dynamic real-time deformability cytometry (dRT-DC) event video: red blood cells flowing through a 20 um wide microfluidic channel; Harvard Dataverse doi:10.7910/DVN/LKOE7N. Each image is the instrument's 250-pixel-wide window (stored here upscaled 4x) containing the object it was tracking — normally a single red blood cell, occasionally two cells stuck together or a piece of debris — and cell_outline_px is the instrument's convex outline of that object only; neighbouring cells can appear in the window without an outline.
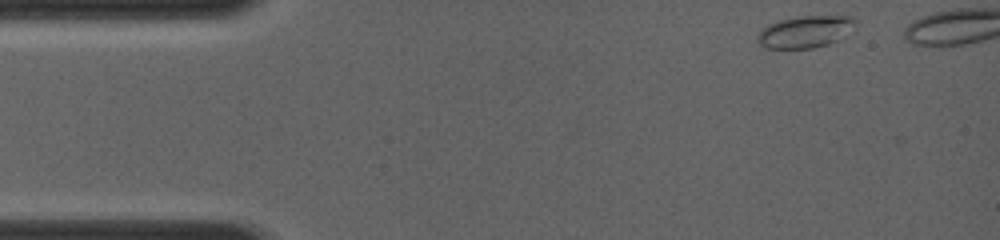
{"species": "common noctule bat (a hibernating species)", "species_latin": "Nyctalus noctula", "temperature_condition": "room temperature", "stored_images_in_passage": 7, "camera_frame_rate_fps": 4000, "um_per_image_px": 0.085, "animal": {"sex": "female", "body_mass_g": 19.0, "forearm_length_mm": 56.7}, "frame": {"image": 1, "passage_image": 1, "time_ms": 0.0, "image_size_px": [1000, 240], "cell_outline_px": [[856, 28], [836, 40], [828, 44], [812, 48], [764, 48], [756, 40], [756, 32], [768, 24], [776, 20], [796, 16], [852, 16], [856, 20]], "centroid_in_image_um": [68.4, 2.68], "position_along_channel_um": 16.6, "area_um2": 18.55}}